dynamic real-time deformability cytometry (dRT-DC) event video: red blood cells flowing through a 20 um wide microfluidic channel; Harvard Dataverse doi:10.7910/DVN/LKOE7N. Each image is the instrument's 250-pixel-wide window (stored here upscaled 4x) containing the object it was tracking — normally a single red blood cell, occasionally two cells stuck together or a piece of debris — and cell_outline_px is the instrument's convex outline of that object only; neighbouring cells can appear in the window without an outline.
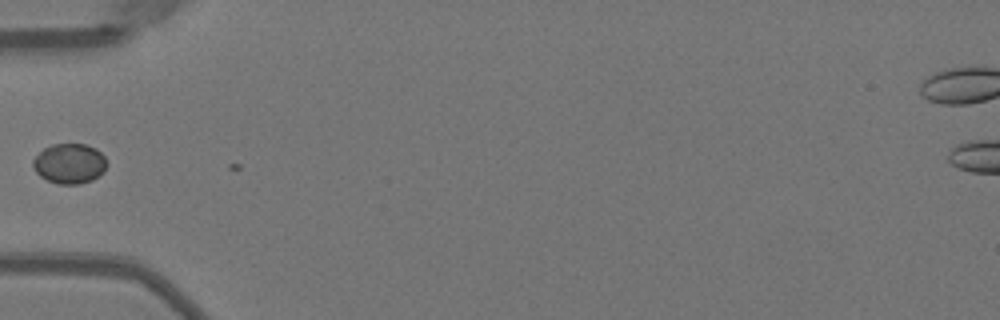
{"species": "Egyptian fruit bat (a non-hibernating species)", "species_latin": "Rousettus aegyptiacus", "temperature_condition": "warm", "stored_images_in_passage": 2, "camera_frame_rate_fps": 3000, "um_per_image_px": 0.085, "animal": {"sex": "female"}, "frame": {"image": 1, "passage_image": 1, "time_ms": 0.0, "image_size_px": [1000, 320], "cell_outline_px": [[104, 172], [92, 180], [80, 184], [60, 184], [48, 180], [40, 176], [36, 172], [32, 164], [32, 160], [44, 148], [52, 144], [88, 144], [96, 148], [104, 156]], "centroid_in_image_um": [5.89, 13.9], "position_along_channel_um": 79.1, "area_um2": 17.11}}